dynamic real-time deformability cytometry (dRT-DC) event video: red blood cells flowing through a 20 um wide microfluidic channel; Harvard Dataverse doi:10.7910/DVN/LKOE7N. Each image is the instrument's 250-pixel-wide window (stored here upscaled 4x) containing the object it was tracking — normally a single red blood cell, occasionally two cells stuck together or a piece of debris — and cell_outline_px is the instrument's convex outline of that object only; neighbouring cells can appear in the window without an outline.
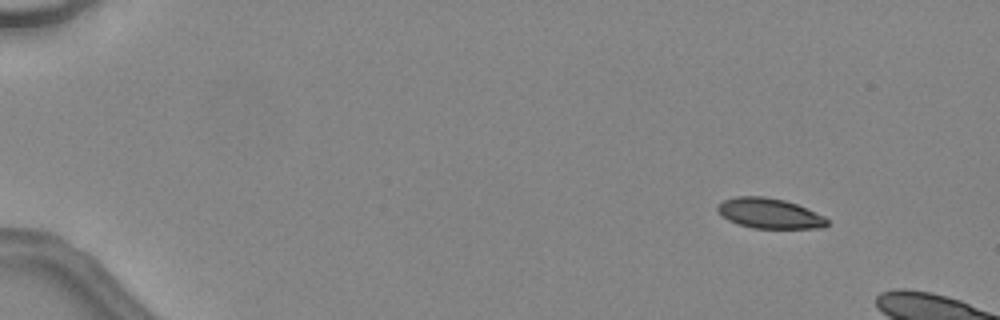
{"species": "common noctule bat (a hibernating species)", "species_latin": "Nyctalus noctula", "temperature_condition": "warm", "stored_images_in_passage": 13, "camera_frame_rate_fps": 3000, "um_per_image_px": 0.085, "animal": {"sex": "female", "body_mass_g": 24.6, "forearm_length_mm": 56.2}, "frame": {"image": 1, "passage_image": 6, "time_ms": 1.667, "image_size_px": [1000, 320], "cell_outline_px": [[828, 224], [824, 228], [752, 228], [736, 224], [728, 220], [716, 208], [724, 200], [736, 196], [764, 196], [784, 200], [796, 204], [824, 216], [828, 220]], "centroid_in_image_um": [65.41, 18.14], "position_along_channel_um": 19.6, "area_um2": 19.13}}